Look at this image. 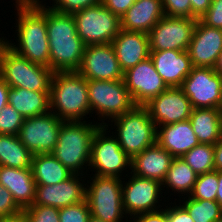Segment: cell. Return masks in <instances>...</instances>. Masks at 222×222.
I'll list each match as a JSON object with an SVG mask.
<instances>
[{"label": "cell", "instance_id": "28", "mask_svg": "<svg viewBox=\"0 0 222 222\" xmlns=\"http://www.w3.org/2000/svg\"><path fill=\"white\" fill-rule=\"evenodd\" d=\"M31 169L36 185L57 184L72 175L51 153L33 155Z\"/></svg>", "mask_w": 222, "mask_h": 222}, {"label": "cell", "instance_id": "7", "mask_svg": "<svg viewBox=\"0 0 222 222\" xmlns=\"http://www.w3.org/2000/svg\"><path fill=\"white\" fill-rule=\"evenodd\" d=\"M87 87L90 110L99 114L101 125H106V119L112 120L136 106L124 80H87Z\"/></svg>", "mask_w": 222, "mask_h": 222}, {"label": "cell", "instance_id": "22", "mask_svg": "<svg viewBox=\"0 0 222 222\" xmlns=\"http://www.w3.org/2000/svg\"><path fill=\"white\" fill-rule=\"evenodd\" d=\"M156 143L173 157H182L200 144L189 120L157 127Z\"/></svg>", "mask_w": 222, "mask_h": 222}, {"label": "cell", "instance_id": "6", "mask_svg": "<svg viewBox=\"0 0 222 222\" xmlns=\"http://www.w3.org/2000/svg\"><path fill=\"white\" fill-rule=\"evenodd\" d=\"M53 73L50 67L32 63L9 47L3 52L0 76L9 87L50 92Z\"/></svg>", "mask_w": 222, "mask_h": 222}, {"label": "cell", "instance_id": "2", "mask_svg": "<svg viewBox=\"0 0 222 222\" xmlns=\"http://www.w3.org/2000/svg\"><path fill=\"white\" fill-rule=\"evenodd\" d=\"M50 68L55 72H77L85 45L77 34L73 14L46 8Z\"/></svg>", "mask_w": 222, "mask_h": 222}, {"label": "cell", "instance_id": "26", "mask_svg": "<svg viewBox=\"0 0 222 222\" xmlns=\"http://www.w3.org/2000/svg\"><path fill=\"white\" fill-rule=\"evenodd\" d=\"M189 121L202 144L214 145L222 136V116L217 108H194Z\"/></svg>", "mask_w": 222, "mask_h": 222}, {"label": "cell", "instance_id": "27", "mask_svg": "<svg viewBox=\"0 0 222 222\" xmlns=\"http://www.w3.org/2000/svg\"><path fill=\"white\" fill-rule=\"evenodd\" d=\"M49 93L10 87L8 104L19 112L24 119L43 115L50 111Z\"/></svg>", "mask_w": 222, "mask_h": 222}, {"label": "cell", "instance_id": "32", "mask_svg": "<svg viewBox=\"0 0 222 222\" xmlns=\"http://www.w3.org/2000/svg\"><path fill=\"white\" fill-rule=\"evenodd\" d=\"M197 174L212 172L214 166V145L202 144L195 146L181 157Z\"/></svg>", "mask_w": 222, "mask_h": 222}, {"label": "cell", "instance_id": "21", "mask_svg": "<svg viewBox=\"0 0 222 222\" xmlns=\"http://www.w3.org/2000/svg\"><path fill=\"white\" fill-rule=\"evenodd\" d=\"M111 44L123 72L150 57L146 33L121 29Z\"/></svg>", "mask_w": 222, "mask_h": 222}, {"label": "cell", "instance_id": "13", "mask_svg": "<svg viewBox=\"0 0 222 222\" xmlns=\"http://www.w3.org/2000/svg\"><path fill=\"white\" fill-rule=\"evenodd\" d=\"M181 88L193 109L217 108L222 89V75L214 68L193 67Z\"/></svg>", "mask_w": 222, "mask_h": 222}, {"label": "cell", "instance_id": "5", "mask_svg": "<svg viewBox=\"0 0 222 222\" xmlns=\"http://www.w3.org/2000/svg\"><path fill=\"white\" fill-rule=\"evenodd\" d=\"M111 122L117 127L115 137L121 149L131 159L156 144L157 127L145 106L136 105Z\"/></svg>", "mask_w": 222, "mask_h": 222}, {"label": "cell", "instance_id": "20", "mask_svg": "<svg viewBox=\"0 0 222 222\" xmlns=\"http://www.w3.org/2000/svg\"><path fill=\"white\" fill-rule=\"evenodd\" d=\"M150 58L168 87H181L193 68L187 50L150 51Z\"/></svg>", "mask_w": 222, "mask_h": 222}, {"label": "cell", "instance_id": "41", "mask_svg": "<svg viewBox=\"0 0 222 222\" xmlns=\"http://www.w3.org/2000/svg\"><path fill=\"white\" fill-rule=\"evenodd\" d=\"M136 0H101L113 14L121 18Z\"/></svg>", "mask_w": 222, "mask_h": 222}, {"label": "cell", "instance_id": "44", "mask_svg": "<svg viewBox=\"0 0 222 222\" xmlns=\"http://www.w3.org/2000/svg\"><path fill=\"white\" fill-rule=\"evenodd\" d=\"M192 6V18L199 20L209 9L211 0H190Z\"/></svg>", "mask_w": 222, "mask_h": 222}, {"label": "cell", "instance_id": "49", "mask_svg": "<svg viewBox=\"0 0 222 222\" xmlns=\"http://www.w3.org/2000/svg\"><path fill=\"white\" fill-rule=\"evenodd\" d=\"M3 38L4 37L0 38V64H1L3 52L9 47V41Z\"/></svg>", "mask_w": 222, "mask_h": 222}, {"label": "cell", "instance_id": "33", "mask_svg": "<svg viewBox=\"0 0 222 222\" xmlns=\"http://www.w3.org/2000/svg\"><path fill=\"white\" fill-rule=\"evenodd\" d=\"M217 187L218 171L198 175L189 197L196 200H216Z\"/></svg>", "mask_w": 222, "mask_h": 222}, {"label": "cell", "instance_id": "9", "mask_svg": "<svg viewBox=\"0 0 222 222\" xmlns=\"http://www.w3.org/2000/svg\"><path fill=\"white\" fill-rule=\"evenodd\" d=\"M77 34L85 46L108 44L121 30V21L101 2L73 14Z\"/></svg>", "mask_w": 222, "mask_h": 222}, {"label": "cell", "instance_id": "42", "mask_svg": "<svg viewBox=\"0 0 222 222\" xmlns=\"http://www.w3.org/2000/svg\"><path fill=\"white\" fill-rule=\"evenodd\" d=\"M167 207L158 211L135 215L132 222H168Z\"/></svg>", "mask_w": 222, "mask_h": 222}, {"label": "cell", "instance_id": "3", "mask_svg": "<svg viewBox=\"0 0 222 222\" xmlns=\"http://www.w3.org/2000/svg\"><path fill=\"white\" fill-rule=\"evenodd\" d=\"M50 111L64 122L91 114L87 80L78 72H55L50 84Z\"/></svg>", "mask_w": 222, "mask_h": 222}, {"label": "cell", "instance_id": "48", "mask_svg": "<svg viewBox=\"0 0 222 222\" xmlns=\"http://www.w3.org/2000/svg\"><path fill=\"white\" fill-rule=\"evenodd\" d=\"M216 201L222 208V171H218V187H217Z\"/></svg>", "mask_w": 222, "mask_h": 222}, {"label": "cell", "instance_id": "10", "mask_svg": "<svg viewBox=\"0 0 222 222\" xmlns=\"http://www.w3.org/2000/svg\"><path fill=\"white\" fill-rule=\"evenodd\" d=\"M106 124L94 134L88 169L91 166L96 176L121 178L122 171L131 167V158L121 149L115 135L107 136L110 130L107 131Z\"/></svg>", "mask_w": 222, "mask_h": 222}, {"label": "cell", "instance_id": "39", "mask_svg": "<svg viewBox=\"0 0 222 222\" xmlns=\"http://www.w3.org/2000/svg\"><path fill=\"white\" fill-rule=\"evenodd\" d=\"M199 20L206 26L222 29V0H211L208 11Z\"/></svg>", "mask_w": 222, "mask_h": 222}, {"label": "cell", "instance_id": "16", "mask_svg": "<svg viewBox=\"0 0 222 222\" xmlns=\"http://www.w3.org/2000/svg\"><path fill=\"white\" fill-rule=\"evenodd\" d=\"M123 80L135 104L141 106L169 88L150 57L125 71Z\"/></svg>", "mask_w": 222, "mask_h": 222}, {"label": "cell", "instance_id": "40", "mask_svg": "<svg viewBox=\"0 0 222 222\" xmlns=\"http://www.w3.org/2000/svg\"><path fill=\"white\" fill-rule=\"evenodd\" d=\"M21 211L11 192L0 184V219L19 214Z\"/></svg>", "mask_w": 222, "mask_h": 222}, {"label": "cell", "instance_id": "47", "mask_svg": "<svg viewBox=\"0 0 222 222\" xmlns=\"http://www.w3.org/2000/svg\"><path fill=\"white\" fill-rule=\"evenodd\" d=\"M0 222H27V218L21 211L19 214L1 218Z\"/></svg>", "mask_w": 222, "mask_h": 222}, {"label": "cell", "instance_id": "8", "mask_svg": "<svg viewBox=\"0 0 222 222\" xmlns=\"http://www.w3.org/2000/svg\"><path fill=\"white\" fill-rule=\"evenodd\" d=\"M86 187V200L92 216L104 222H121L125 210L122 200V178L90 177ZM124 214V215H123Z\"/></svg>", "mask_w": 222, "mask_h": 222}, {"label": "cell", "instance_id": "38", "mask_svg": "<svg viewBox=\"0 0 222 222\" xmlns=\"http://www.w3.org/2000/svg\"><path fill=\"white\" fill-rule=\"evenodd\" d=\"M165 16L192 18L190 0H162Z\"/></svg>", "mask_w": 222, "mask_h": 222}, {"label": "cell", "instance_id": "19", "mask_svg": "<svg viewBox=\"0 0 222 222\" xmlns=\"http://www.w3.org/2000/svg\"><path fill=\"white\" fill-rule=\"evenodd\" d=\"M187 52L193 67L214 68L222 52V29L197 20Z\"/></svg>", "mask_w": 222, "mask_h": 222}, {"label": "cell", "instance_id": "52", "mask_svg": "<svg viewBox=\"0 0 222 222\" xmlns=\"http://www.w3.org/2000/svg\"><path fill=\"white\" fill-rule=\"evenodd\" d=\"M88 222H104V221L91 215Z\"/></svg>", "mask_w": 222, "mask_h": 222}, {"label": "cell", "instance_id": "4", "mask_svg": "<svg viewBox=\"0 0 222 222\" xmlns=\"http://www.w3.org/2000/svg\"><path fill=\"white\" fill-rule=\"evenodd\" d=\"M87 122L86 120L63 122L58 132L57 144L51 153L72 174L84 175V166L87 168L90 163L94 134L101 126L100 122L95 124Z\"/></svg>", "mask_w": 222, "mask_h": 222}, {"label": "cell", "instance_id": "29", "mask_svg": "<svg viewBox=\"0 0 222 222\" xmlns=\"http://www.w3.org/2000/svg\"><path fill=\"white\" fill-rule=\"evenodd\" d=\"M32 156L17 135L0 134V166L31 168Z\"/></svg>", "mask_w": 222, "mask_h": 222}, {"label": "cell", "instance_id": "35", "mask_svg": "<svg viewBox=\"0 0 222 222\" xmlns=\"http://www.w3.org/2000/svg\"><path fill=\"white\" fill-rule=\"evenodd\" d=\"M90 216L87 200L59 208L60 222H88Z\"/></svg>", "mask_w": 222, "mask_h": 222}, {"label": "cell", "instance_id": "37", "mask_svg": "<svg viewBox=\"0 0 222 222\" xmlns=\"http://www.w3.org/2000/svg\"><path fill=\"white\" fill-rule=\"evenodd\" d=\"M52 6H46L51 10L65 13V14H74L78 11H81L85 8L94 6L101 2V0H52Z\"/></svg>", "mask_w": 222, "mask_h": 222}, {"label": "cell", "instance_id": "25", "mask_svg": "<svg viewBox=\"0 0 222 222\" xmlns=\"http://www.w3.org/2000/svg\"><path fill=\"white\" fill-rule=\"evenodd\" d=\"M164 16L162 0H136L120 18L121 29L148 34Z\"/></svg>", "mask_w": 222, "mask_h": 222}, {"label": "cell", "instance_id": "31", "mask_svg": "<svg viewBox=\"0 0 222 222\" xmlns=\"http://www.w3.org/2000/svg\"><path fill=\"white\" fill-rule=\"evenodd\" d=\"M185 198L183 197L184 203L181 206L194 222H218L222 219V208L216 200H196L189 196Z\"/></svg>", "mask_w": 222, "mask_h": 222}, {"label": "cell", "instance_id": "14", "mask_svg": "<svg viewBox=\"0 0 222 222\" xmlns=\"http://www.w3.org/2000/svg\"><path fill=\"white\" fill-rule=\"evenodd\" d=\"M130 174L128 182L122 183V200L126 217L127 214H130L131 219L141 213L161 210L159 209L160 204L158 206L157 204L162 200L160 197H163L162 183L154 179L136 176L131 172Z\"/></svg>", "mask_w": 222, "mask_h": 222}, {"label": "cell", "instance_id": "17", "mask_svg": "<svg viewBox=\"0 0 222 222\" xmlns=\"http://www.w3.org/2000/svg\"><path fill=\"white\" fill-rule=\"evenodd\" d=\"M144 106L156 127L189 120L193 109L181 87H169Z\"/></svg>", "mask_w": 222, "mask_h": 222}, {"label": "cell", "instance_id": "24", "mask_svg": "<svg viewBox=\"0 0 222 222\" xmlns=\"http://www.w3.org/2000/svg\"><path fill=\"white\" fill-rule=\"evenodd\" d=\"M0 184L11 192L22 210L33 205L36 182L31 168L16 169L0 166Z\"/></svg>", "mask_w": 222, "mask_h": 222}, {"label": "cell", "instance_id": "18", "mask_svg": "<svg viewBox=\"0 0 222 222\" xmlns=\"http://www.w3.org/2000/svg\"><path fill=\"white\" fill-rule=\"evenodd\" d=\"M81 176L83 175L72 174L68 179L57 184L36 185L33 205L62 208L86 200L87 184Z\"/></svg>", "mask_w": 222, "mask_h": 222}, {"label": "cell", "instance_id": "36", "mask_svg": "<svg viewBox=\"0 0 222 222\" xmlns=\"http://www.w3.org/2000/svg\"><path fill=\"white\" fill-rule=\"evenodd\" d=\"M27 222H60L59 208L44 205H32L22 210Z\"/></svg>", "mask_w": 222, "mask_h": 222}, {"label": "cell", "instance_id": "30", "mask_svg": "<svg viewBox=\"0 0 222 222\" xmlns=\"http://www.w3.org/2000/svg\"><path fill=\"white\" fill-rule=\"evenodd\" d=\"M198 175L192 168L181 158L174 157L171 166L162 183L164 188L172 189L174 193L184 194L189 196L193 190L194 184Z\"/></svg>", "mask_w": 222, "mask_h": 222}, {"label": "cell", "instance_id": "51", "mask_svg": "<svg viewBox=\"0 0 222 222\" xmlns=\"http://www.w3.org/2000/svg\"><path fill=\"white\" fill-rule=\"evenodd\" d=\"M217 109H218L219 113L222 116V89H221L220 101H219V104L217 106Z\"/></svg>", "mask_w": 222, "mask_h": 222}, {"label": "cell", "instance_id": "45", "mask_svg": "<svg viewBox=\"0 0 222 222\" xmlns=\"http://www.w3.org/2000/svg\"><path fill=\"white\" fill-rule=\"evenodd\" d=\"M214 157L215 171H222V136L214 144Z\"/></svg>", "mask_w": 222, "mask_h": 222}, {"label": "cell", "instance_id": "12", "mask_svg": "<svg viewBox=\"0 0 222 222\" xmlns=\"http://www.w3.org/2000/svg\"><path fill=\"white\" fill-rule=\"evenodd\" d=\"M197 19L162 17L148 33L150 51H185L192 40Z\"/></svg>", "mask_w": 222, "mask_h": 222}, {"label": "cell", "instance_id": "15", "mask_svg": "<svg viewBox=\"0 0 222 222\" xmlns=\"http://www.w3.org/2000/svg\"><path fill=\"white\" fill-rule=\"evenodd\" d=\"M86 80H123L124 72L111 43L87 45L77 71Z\"/></svg>", "mask_w": 222, "mask_h": 222}, {"label": "cell", "instance_id": "11", "mask_svg": "<svg viewBox=\"0 0 222 222\" xmlns=\"http://www.w3.org/2000/svg\"><path fill=\"white\" fill-rule=\"evenodd\" d=\"M63 122L49 111L43 115L24 119L17 136L33 155L52 153Z\"/></svg>", "mask_w": 222, "mask_h": 222}, {"label": "cell", "instance_id": "23", "mask_svg": "<svg viewBox=\"0 0 222 222\" xmlns=\"http://www.w3.org/2000/svg\"><path fill=\"white\" fill-rule=\"evenodd\" d=\"M174 157L157 143L131 159L132 174L163 183Z\"/></svg>", "mask_w": 222, "mask_h": 222}, {"label": "cell", "instance_id": "34", "mask_svg": "<svg viewBox=\"0 0 222 222\" xmlns=\"http://www.w3.org/2000/svg\"><path fill=\"white\" fill-rule=\"evenodd\" d=\"M24 117L9 104L0 111V134L18 135Z\"/></svg>", "mask_w": 222, "mask_h": 222}, {"label": "cell", "instance_id": "50", "mask_svg": "<svg viewBox=\"0 0 222 222\" xmlns=\"http://www.w3.org/2000/svg\"><path fill=\"white\" fill-rule=\"evenodd\" d=\"M214 70H215L218 74L222 75V52H221L220 55L218 56L217 62H216V64H215V66H214Z\"/></svg>", "mask_w": 222, "mask_h": 222}, {"label": "cell", "instance_id": "46", "mask_svg": "<svg viewBox=\"0 0 222 222\" xmlns=\"http://www.w3.org/2000/svg\"><path fill=\"white\" fill-rule=\"evenodd\" d=\"M9 86L5 80L0 76V111L8 105L9 101Z\"/></svg>", "mask_w": 222, "mask_h": 222}, {"label": "cell", "instance_id": "1", "mask_svg": "<svg viewBox=\"0 0 222 222\" xmlns=\"http://www.w3.org/2000/svg\"><path fill=\"white\" fill-rule=\"evenodd\" d=\"M39 0H16L17 41L9 48L32 63L50 67V50L46 25V4Z\"/></svg>", "mask_w": 222, "mask_h": 222}, {"label": "cell", "instance_id": "43", "mask_svg": "<svg viewBox=\"0 0 222 222\" xmlns=\"http://www.w3.org/2000/svg\"><path fill=\"white\" fill-rule=\"evenodd\" d=\"M168 222H194L190 214L178 204L167 208Z\"/></svg>", "mask_w": 222, "mask_h": 222}]
</instances>
